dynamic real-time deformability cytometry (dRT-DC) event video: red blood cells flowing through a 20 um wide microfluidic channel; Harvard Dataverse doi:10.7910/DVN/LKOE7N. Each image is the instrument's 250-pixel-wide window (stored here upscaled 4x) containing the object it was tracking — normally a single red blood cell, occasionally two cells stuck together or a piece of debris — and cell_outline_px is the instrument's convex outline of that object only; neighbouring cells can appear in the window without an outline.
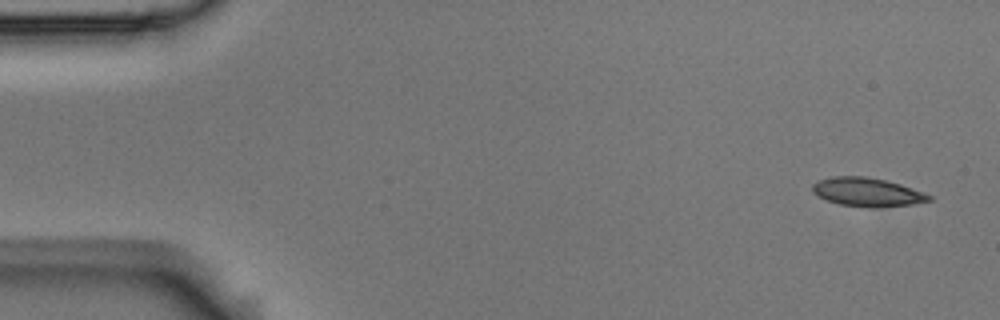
{"species": "Egyptian fruit bat (a non-hibernating species)", "species_latin": "Rousettus aegyptiacus", "temperature_condition": "room temperature", "stored_images_in_passage": 5, "camera_frame_rate_fps": 3000, "um_per_image_px": 0.085, "animal": {"sex": "male"}, "frame": {"image": 1, "passage_image": 1, "time_ms": 0.0, "image_size_px": [1000, 320], "cell_outline_px": [[932, 200], [912, 204], [840, 204], [828, 200], [812, 192], [812, 184], [816, 180], [832, 176], [864, 176], [884, 180], [900, 184], [924, 192], [932, 196]], "centroid_in_image_um": [73.67, 16.25], "position_along_channel_um": 11.3, "area_um2": 18.38}}